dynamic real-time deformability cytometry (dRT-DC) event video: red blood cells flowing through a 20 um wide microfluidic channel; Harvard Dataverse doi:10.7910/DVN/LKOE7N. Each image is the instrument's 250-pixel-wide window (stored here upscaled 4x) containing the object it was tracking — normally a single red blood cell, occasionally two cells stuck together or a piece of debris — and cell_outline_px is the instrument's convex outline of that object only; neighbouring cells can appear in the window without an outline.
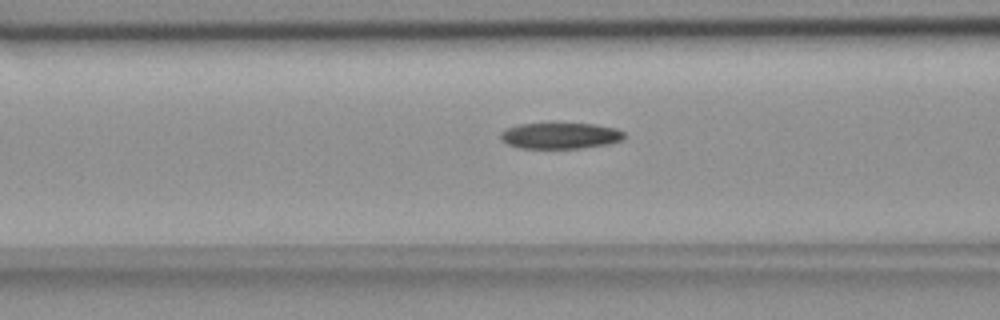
{"species": "common noctule bat (a hibernating species)", "species_latin": "Nyctalus noctula", "temperature_condition": "room temperature", "stored_images_in_passage": 39, "camera_frame_rate_fps": 3000, "um_per_image_px": 0.085, "animal": {"sex": "female", "body_mass_g": 18.4}, "frame": {"image": 1, "passage_image": 13, "time_ms": 4.0, "image_size_px": [1000, 320], "cell_outline_px": [[624, 140], [608, 144], [580, 148], [520, 148], [508, 144], [500, 140], [500, 132], [504, 128], [520, 124], [592, 124], [616, 128], [624, 132]], "centroid_in_image_um": [47.6, 11.54], "position_along_channel_um": 119.0, "area_um2": 18.79}}
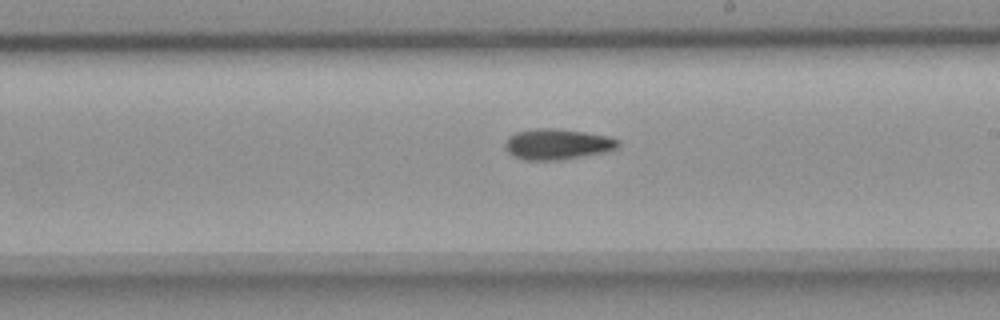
{"frame": {"image": 2, "passage_image": 23, "time_ms": 7.333, "image_size_px": [1000, 320], "cell_outline_px": [[620, 144], [616, 148], [604, 152], [560, 160], [524, 160], [512, 156], [508, 152], [504, 144], [508, 136], [516, 132], [536, 128], [552, 128], [584, 132], [608, 136], [620, 140]], "centroid_in_image_um": [47.34, 12.25], "position_along_channel_um": 241.7, "area_um2": 20.23}}
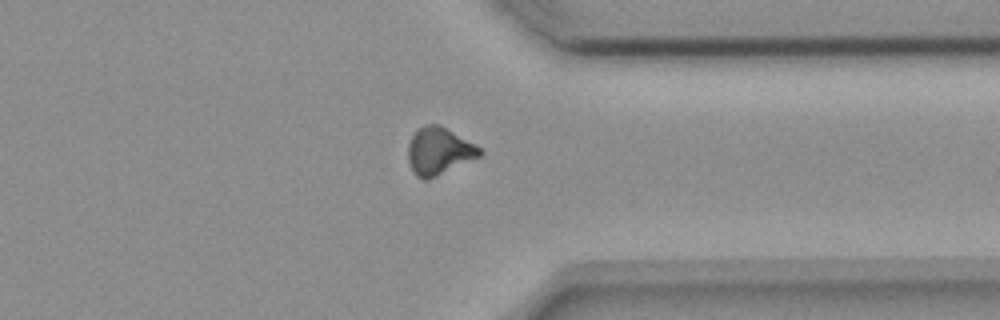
{"frame": {"image": 3, "passage_image": 34, "time_ms": 11.0, "image_size_px": [1000, 320], "cell_outline_px": [[484, 152], [480, 156], [428, 180], [424, 180], [416, 176], [412, 172], [408, 160], [408, 144], [416, 128], [424, 124], [440, 124], [476, 144]], "centroid_in_image_um": [37.29, 12.83], "position_along_channel_um": 374.1, "area_um2": 20.0}, "authors_computed_cell_mechanics": {"area_um2": 19.363, "velocity_mm_per_s": 3.6923, "shape_relaxation_time_tau1_ms": null, "shape_relaxation_time_tau2_ms": 5.8023, "deformation_change_tau1": null, "deformation_change_tau2": 0.1263}}